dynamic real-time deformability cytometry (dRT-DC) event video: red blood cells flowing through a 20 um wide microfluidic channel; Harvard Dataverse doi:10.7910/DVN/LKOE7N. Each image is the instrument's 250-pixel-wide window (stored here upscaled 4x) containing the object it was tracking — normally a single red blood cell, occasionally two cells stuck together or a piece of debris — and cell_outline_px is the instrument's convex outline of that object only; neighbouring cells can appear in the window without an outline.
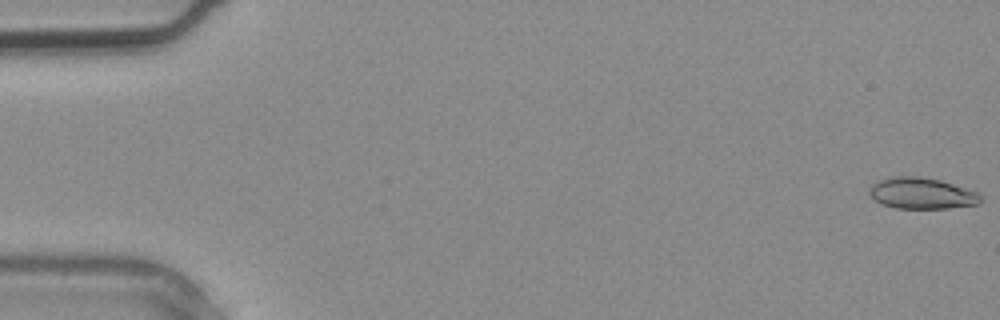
{"species": "common noctule bat (a hibernating species)", "species_latin": "Nyctalus noctula", "temperature_condition": "warm", "stored_images_in_passage": 3, "camera_frame_rate_fps": 3000, "um_per_image_px": 0.085, "animal": {"sex": "male", "body_mass_g": 20.4}, "frame": {"image": 1, "passage_image": 3, "time_ms": 0.667, "image_size_px": [1000, 320], "cell_outline_px": [[980, 204], [948, 208], [896, 208], [880, 204], [868, 192], [872, 184], [880, 180], [896, 176], [920, 176], [940, 180], [976, 192], [980, 196]], "centroid_in_image_um": [78.32, 16.43], "position_along_channel_um": 6.7, "area_um2": 20.0}}